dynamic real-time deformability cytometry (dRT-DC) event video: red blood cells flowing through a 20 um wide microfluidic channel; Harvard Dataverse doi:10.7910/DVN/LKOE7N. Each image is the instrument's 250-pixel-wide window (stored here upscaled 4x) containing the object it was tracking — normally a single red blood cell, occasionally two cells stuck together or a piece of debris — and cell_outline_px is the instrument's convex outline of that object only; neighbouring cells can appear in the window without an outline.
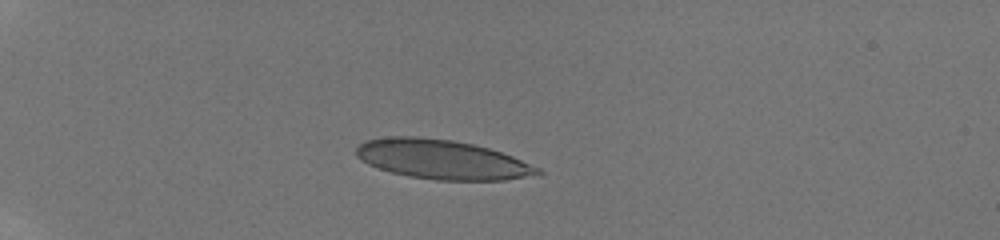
{"species": "human", "species_latin": "Homo sapiens", "temperature_condition": "room temperature", "stored_images_in_passage": 39, "camera_frame_rate_fps": 3000, "um_per_image_px": 0.085, "donor": {"sex": "male"}, "frame": {"image": 1, "passage_image": 1, "time_ms": 0.0, "image_size_px": [1000, 240], "cell_outline_px": [[544, 172], [540, 176], [504, 180], [436, 180], [408, 176], [392, 172], [368, 164], [356, 156], [356, 148], [360, 144], [368, 140], [388, 136], [416, 136], [452, 140], [472, 144], [488, 148], [512, 156], [540, 168]], "centroid_in_image_um": [37.62, 13.56], "position_along_channel_um": 47.4, "area_um2": 41.67}}
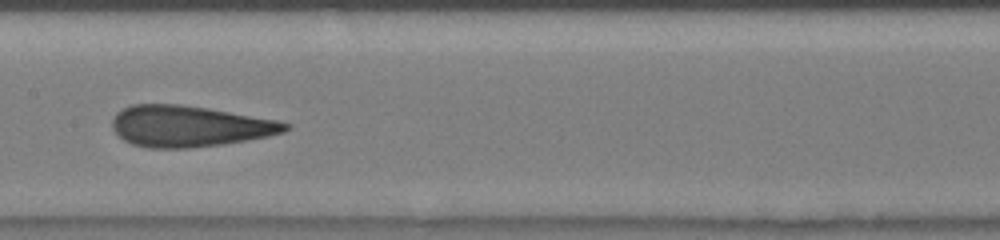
{"frame": {"image": 2, "passage_image": 16, "time_ms": 5.0, "image_size_px": [1000, 240], "cell_outline_px": [[292, 124], [284, 132], [268, 136], [248, 140], [224, 144], [188, 148], [148, 148], [132, 144], [124, 140], [112, 128], [112, 120], [116, 112], [132, 104], [180, 104], [208, 108], [276, 120]], "centroid_in_image_um": [16.08, 10.73], "position_along_channel_um": 191.3, "area_um2": 41.44}}
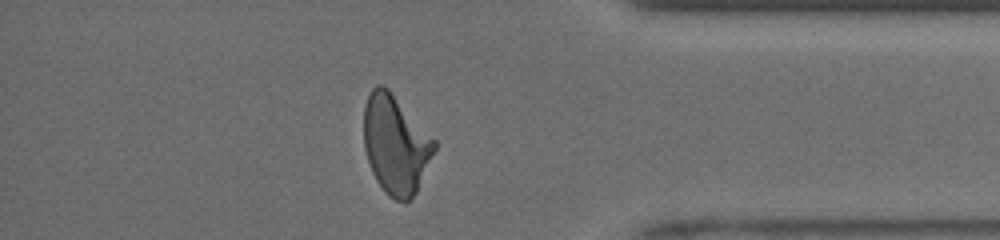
{"frame": {"image": 3, "passage_image": 33, "time_ms": 10.667, "image_size_px": [1000, 240], "cell_outline_px": [[436, 148], [416, 192], [412, 200], [396, 200], [388, 196], [384, 192], [376, 180], [372, 172], [364, 148], [364, 104], [372, 88], [376, 84], [380, 84], [388, 88], [436, 140]], "centroid_in_image_um": [33.62, 12.27], "position_along_channel_um": 401.6, "area_um2": 40.52}, "authors_computed_cell_mechanics": {"area_um2": 40.749, "velocity_mm_per_s": 3.9523, "shape_relaxation_time_tau1_ms": 7.0308, "shape_relaxation_time_tau2_ms": 1.1509, "deformation_change_tau1": 0.2351, "deformation_change_tau2": 0.0889}}